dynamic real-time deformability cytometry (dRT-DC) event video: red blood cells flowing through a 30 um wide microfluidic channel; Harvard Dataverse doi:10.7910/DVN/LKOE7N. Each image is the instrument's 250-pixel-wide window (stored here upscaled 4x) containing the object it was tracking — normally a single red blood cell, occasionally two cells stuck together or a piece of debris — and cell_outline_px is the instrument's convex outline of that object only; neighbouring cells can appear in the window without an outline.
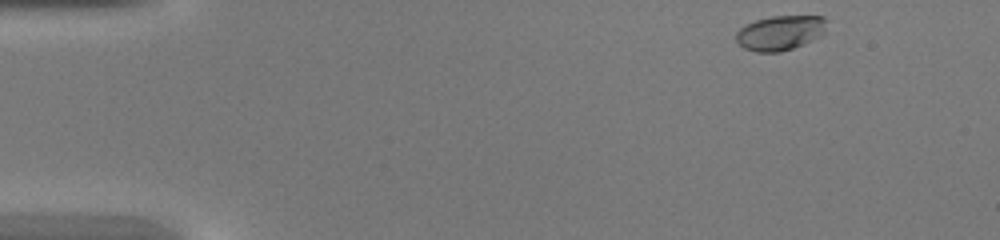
{"species": "common noctule bat (a hibernating species)", "species_latin": "Nyctalus noctula", "temperature_condition": "warm", "stored_images_in_passage": 41, "camera_frame_rate_fps": 3000, "um_per_image_px": 0.085, "animal": {"sex": "female", "body_mass_g": 20.0, "forearm_length_mm": 54.0}, "frame": {"image": 1, "passage_image": 1, "time_ms": 0.0, "image_size_px": [1000, 240], "cell_outline_px": [[824, 32], [820, 36], [804, 44], [780, 52], [756, 52], [744, 48], [736, 40], [736, 32], [740, 28], [756, 20], [772, 16], [824, 16]], "centroid_in_image_um": [66.29, 2.8], "position_along_channel_um": 18.7, "area_um2": 18.09}}
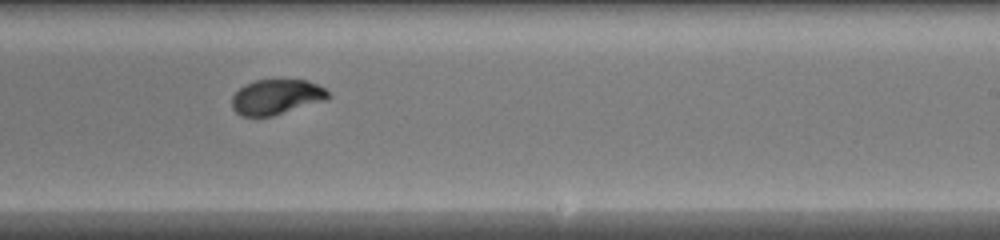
{"frame": {"image": 2, "passage_image": 24, "time_ms": 7.667, "image_size_px": [1000, 240], "cell_outline_px": [[332, 96], [324, 100], [272, 116], [240, 116], [232, 108], [232, 96], [244, 84], [256, 80], [308, 80], [324, 88]], "centroid_in_image_um": [23.47, 8.23], "position_along_channel_um": 265.5, "area_um2": 19.54}}
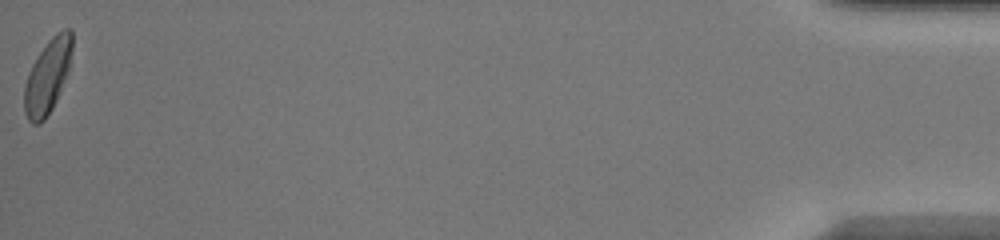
{"frame": {"image": 3, "passage_image": 41, "time_ms": 13.333, "image_size_px": [1000, 240], "cell_outline_px": [[72, 48], [68, 72], [56, 100], [52, 108], [44, 120], [40, 124], [32, 124], [28, 120], [24, 112], [24, 84], [28, 72], [32, 64], [48, 40], [56, 32], [64, 28], [72, 28]], "centroid_in_image_um": [4.03, 6.48], "position_along_channel_um": 431.2, "area_um2": 20.69}}